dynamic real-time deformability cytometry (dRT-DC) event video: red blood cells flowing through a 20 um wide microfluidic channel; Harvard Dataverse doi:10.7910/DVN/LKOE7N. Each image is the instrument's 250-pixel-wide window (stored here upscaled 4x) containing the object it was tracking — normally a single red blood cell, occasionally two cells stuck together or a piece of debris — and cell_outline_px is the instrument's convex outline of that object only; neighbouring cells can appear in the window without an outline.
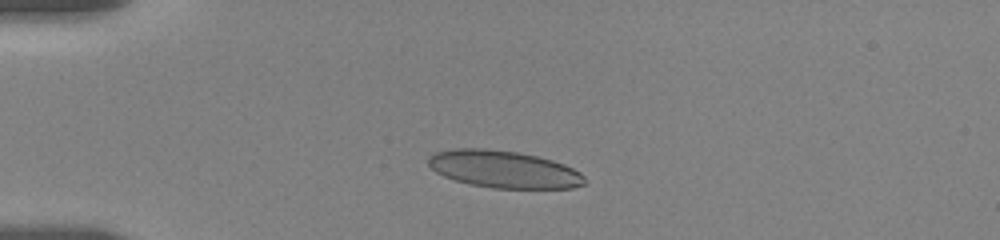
{"species": "human", "species_latin": "Homo sapiens", "temperature_condition": "room temperature", "stored_images_in_passage": 6, "camera_frame_rate_fps": 3000, "um_per_image_px": 0.085, "donor": {"sex": "female"}, "frame": {"image": 1, "passage_image": 1, "time_ms": 0.0, "image_size_px": [1000, 240], "cell_outline_px": [[588, 180], [584, 184], [572, 188], [492, 188], [468, 184], [444, 176], [436, 172], [428, 164], [428, 156], [436, 152], [452, 148], [484, 148], [516, 152], [536, 156], [552, 160], [564, 164], [580, 172]], "centroid_in_image_um": [42.82, 14.39], "position_along_channel_um": 42.2, "area_um2": 33.99}}
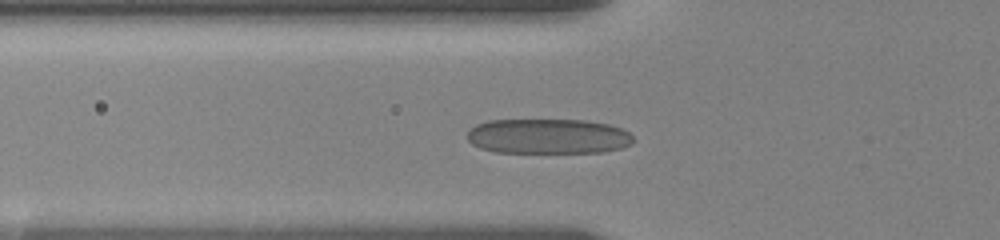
{"frame": {"image": 2, "passage_image": 5, "time_ms": 2.0, "image_size_px": [1000, 240], "cell_outline_px": [[636, 140], [632, 144], [620, 148], [604, 152], [496, 152], [480, 148], [472, 144], [464, 136], [476, 124], [488, 120], [584, 120], [608, 124], [620, 128], [628, 132]], "centroid_in_image_um": [46.58, 11.58], "position_along_channel_um": 79.2, "area_um2": 34.04}}